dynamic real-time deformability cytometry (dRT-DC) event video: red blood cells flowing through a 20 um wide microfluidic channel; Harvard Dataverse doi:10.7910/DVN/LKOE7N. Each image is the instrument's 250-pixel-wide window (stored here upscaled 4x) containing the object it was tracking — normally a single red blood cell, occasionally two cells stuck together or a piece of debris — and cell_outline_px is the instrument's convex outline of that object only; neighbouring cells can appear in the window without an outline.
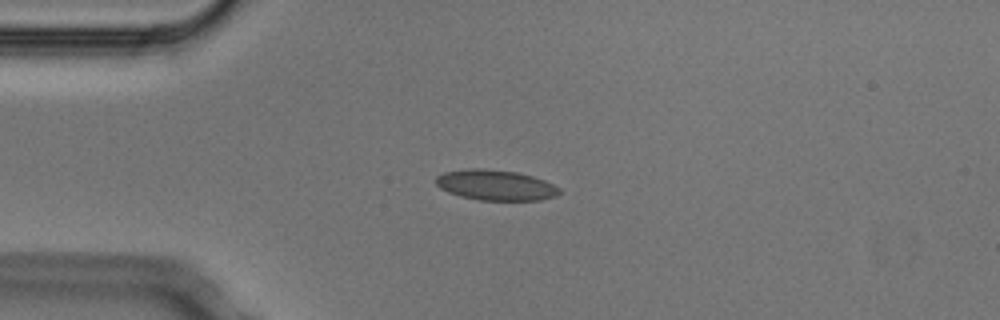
{"species": "Egyptian fruit bat (a non-hibernating species)", "species_latin": "Rousettus aegyptiacus", "temperature_condition": "cold", "stored_images_in_passage": 2, "camera_frame_rate_fps": 3000, "um_per_image_px": 0.085, "animal": {"sex": "male"}, "frame": {"image": 1, "passage_image": 1, "time_ms": 0.0, "image_size_px": [1000, 320], "cell_outline_px": [[560, 192], [556, 196], [540, 200], [480, 200], [460, 196], [448, 192], [440, 188], [436, 184], [436, 176], [444, 172], [468, 168], [480, 168], [516, 172], [532, 176], [544, 180], [560, 188]], "centroid_in_image_um": [42.11, 15.73], "position_along_channel_um": 42.9, "area_um2": 21.85}}
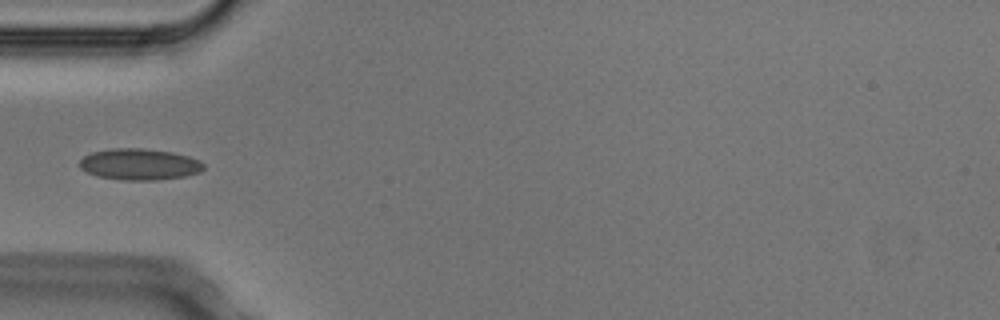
{"frame": {"image": 2, "passage_image": 2, "time_ms": 0.333, "image_size_px": [1000, 320], "cell_outline_px": [[204, 168], [200, 172], [184, 176], [156, 180], [124, 180], [96, 176], [80, 168], [80, 160], [84, 156], [92, 152], [112, 148], [144, 148], [172, 152], [188, 156], [200, 160], [204, 164]], "centroid_in_image_um": [11.86, 13.96], "position_along_channel_um": 73.1, "area_um2": 22.66}}